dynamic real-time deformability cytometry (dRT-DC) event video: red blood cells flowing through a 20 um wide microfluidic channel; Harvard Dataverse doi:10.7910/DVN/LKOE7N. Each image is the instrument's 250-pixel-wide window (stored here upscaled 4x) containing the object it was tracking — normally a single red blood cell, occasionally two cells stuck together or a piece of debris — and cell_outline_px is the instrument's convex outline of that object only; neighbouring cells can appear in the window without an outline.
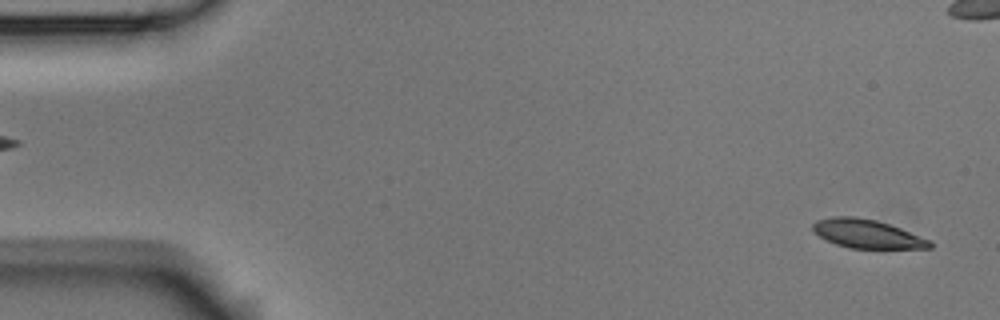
{"species": "Egyptian fruit bat (a non-hibernating species)", "species_latin": "Rousettus aegyptiacus", "temperature_condition": "room temperature", "stored_images_in_passage": 54, "camera_frame_rate_fps": 3000, "um_per_image_px": 0.085, "animal": {"sex": "male"}, "frame": {"image": 1, "passage_image": 2, "time_ms": 0.333, "image_size_px": [1000, 320], "cell_outline_px": [[932, 248], [852, 248], [836, 244], [820, 236], [812, 228], [812, 224], [816, 220], [832, 216], [856, 216], [876, 220], [900, 228], [932, 240]], "centroid_in_image_um": [73.72, 19.86], "position_along_channel_um": 11.3, "area_um2": 19.42}}
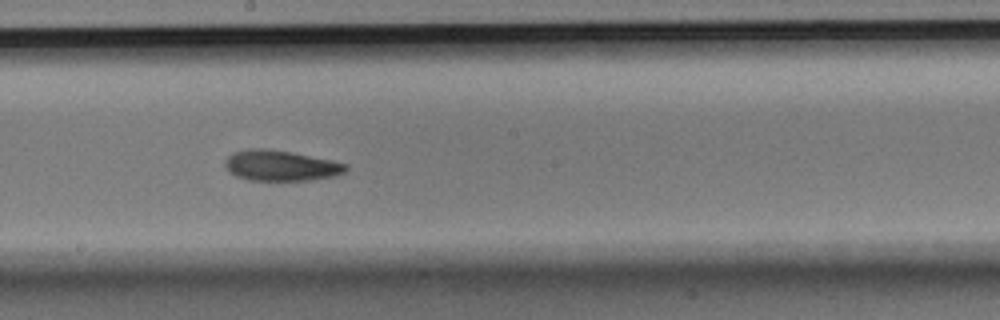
{"frame": {"image": 2, "passage_image": 29, "time_ms": 9.333, "image_size_px": [1000, 320], "cell_outline_px": [[348, 168], [344, 172], [336, 176], [308, 180], [248, 180], [236, 176], [228, 172], [224, 164], [224, 160], [232, 152], [248, 148], [264, 148], [292, 152], [332, 160], [348, 164]], "centroid_in_image_um": [23.84, 14.07], "position_along_channel_um": 224.4, "area_um2": 21.73}}
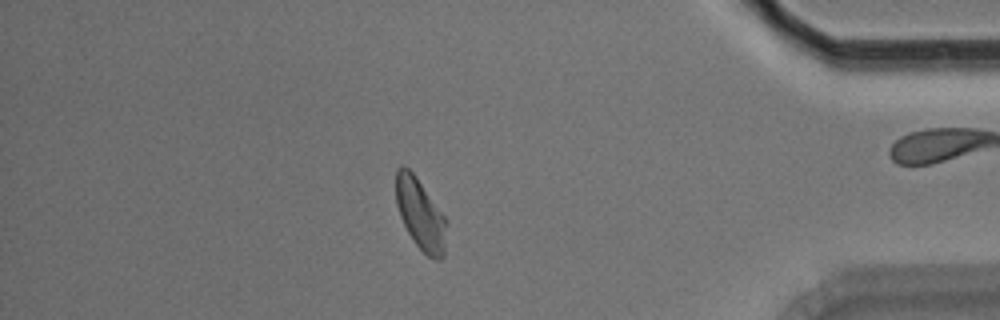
{"frame": {"image": 3, "passage_image": 46, "time_ms": 15.0, "image_size_px": [1000, 320], "cell_outline_px": [[444, 256], [440, 260], [432, 260], [416, 244], [408, 232], [400, 216], [396, 204], [396, 168], [400, 164], [404, 164], [416, 176], [444, 216]], "centroid_in_image_um": [35.68, 18.17], "position_along_channel_um": 399.5, "area_um2": 20.46}, "authors_computed_cell_mechanics": {"area_um2": 21.2415, "velocity_mm_per_s": 3.7375, "shape_relaxation_time_tau1_ms": 3.3894, "shape_relaxation_time_tau2_ms": 6.2975, "deformation_change_tau1": 0.1385, "deformation_change_tau2": 0.1401}}